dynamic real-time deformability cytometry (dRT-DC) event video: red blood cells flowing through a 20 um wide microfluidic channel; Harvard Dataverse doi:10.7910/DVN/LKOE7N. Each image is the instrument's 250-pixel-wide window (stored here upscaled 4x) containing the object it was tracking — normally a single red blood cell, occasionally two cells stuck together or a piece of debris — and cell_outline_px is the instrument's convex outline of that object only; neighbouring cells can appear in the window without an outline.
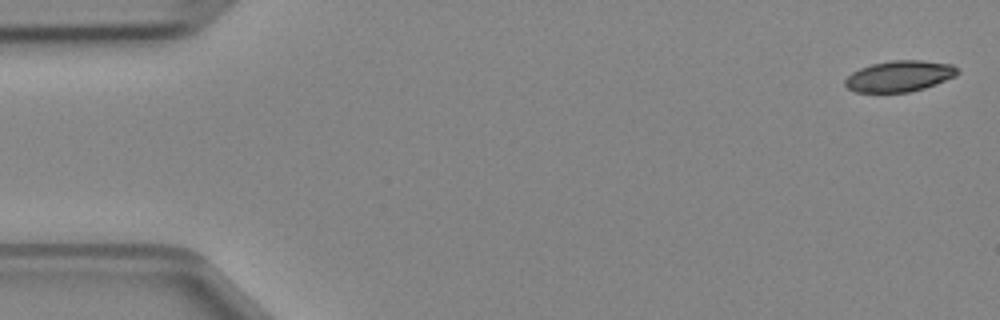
{"species": "Egyptian fruit bat (a non-hibernating species)", "species_latin": "Rousettus aegyptiacus", "temperature_condition": "cold", "stored_images_in_passage": 47, "camera_frame_rate_fps": 3000, "um_per_image_px": 0.085, "animal": {"sex": "female"}, "frame": {"image": 1, "passage_image": 1, "time_ms": 0.0, "image_size_px": [1000, 320], "cell_outline_px": [[960, 72], [956, 76], [936, 84], [924, 88], [908, 92], [856, 92], [848, 88], [844, 84], [844, 80], [852, 72], [860, 68], [872, 64], [892, 60], [920, 60], [952, 64], [960, 68]], "centroid_in_image_um": [76.48, 6.46], "position_along_channel_um": 8.5, "area_um2": 20.4}}
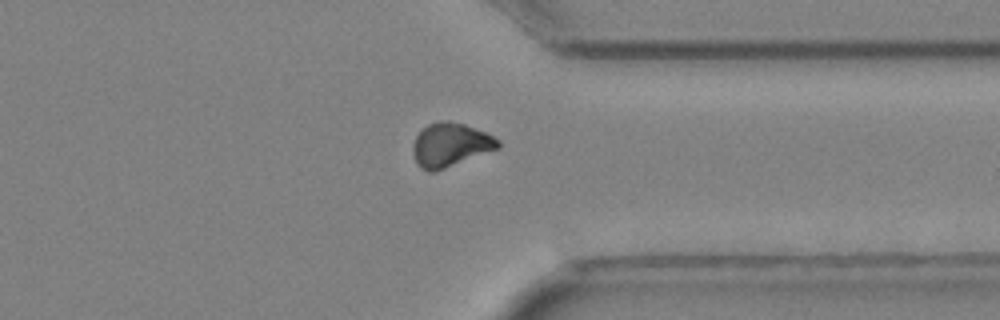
{"frame": {"image": 2, "passage_image": 36, "time_ms": 11.667, "image_size_px": [1000, 320], "cell_outline_px": [[500, 148], [436, 172], [428, 172], [420, 168], [416, 164], [412, 152], [412, 144], [416, 136], [428, 124], [440, 120], [448, 120], [464, 124], [484, 132], [500, 140]], "centroid_in_image_um": [38.26, 12.34], "position_along_channel_um": 373.1, "area_um2": 21.96}}
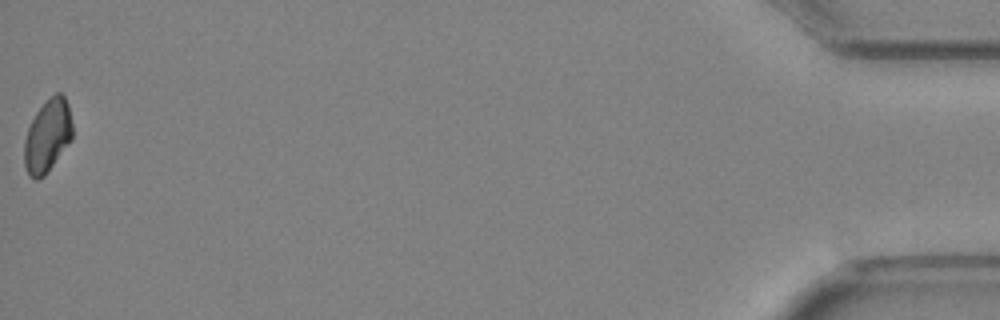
{"frame": {"image": 3, "passage_image": 47, "time_ms": 15.333, "image_size_px": [1000, 320], "cell_outline_px": [[72, 140], [44, 176], [36, 180], [28, 176], [24, 164], [24, 140], [28, 128], [36, 112], [56, 92], [60, 92], [64, 96], [68, 104], [72, 124]], "centroid_in_image_um": [4.04, 11.58], "position_along_channel_um": 431.2, "area_um2": 20.35}}